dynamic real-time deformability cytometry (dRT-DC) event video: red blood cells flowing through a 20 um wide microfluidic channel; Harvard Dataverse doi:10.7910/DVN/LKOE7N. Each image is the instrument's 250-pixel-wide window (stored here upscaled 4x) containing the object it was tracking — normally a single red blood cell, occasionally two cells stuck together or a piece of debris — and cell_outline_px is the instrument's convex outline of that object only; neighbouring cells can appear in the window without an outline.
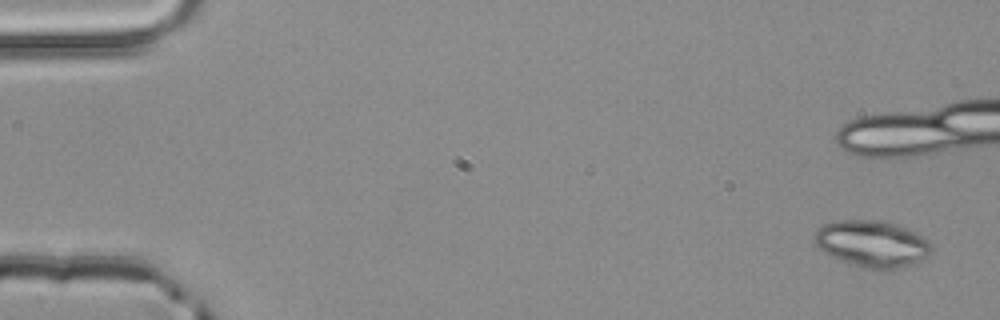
{"species": "common noctule bat (a hibernating species)", "species_latin": "Nyctalus noctula", "temperature_condition": "room temperature", "stored_images_in_passage": 5, "camera_frame_rate_fps": 3000, "um_per_image_px": 0.085, "animal": {"sex": "male", "body_mass_g": 20.4}, "frame": {"image": 1, "passage_image": 1, "time_ms": 0.0, "image_size_px": [1000, 320], "cell_outline_px": [[932, 252], [928, 256], [920, 260], [888, 272], [880, 272], [864, 268], [832, 256], [824, 252], [816, 244], [812, 236], [816, 228], [824, 224], [836, 220], [888, 220], [928, 240], [932, 244]], "centroid_in_image_um": [74.11, 20.73], "position_along_channel_um": 10.9, "area_um2": 32.08}}